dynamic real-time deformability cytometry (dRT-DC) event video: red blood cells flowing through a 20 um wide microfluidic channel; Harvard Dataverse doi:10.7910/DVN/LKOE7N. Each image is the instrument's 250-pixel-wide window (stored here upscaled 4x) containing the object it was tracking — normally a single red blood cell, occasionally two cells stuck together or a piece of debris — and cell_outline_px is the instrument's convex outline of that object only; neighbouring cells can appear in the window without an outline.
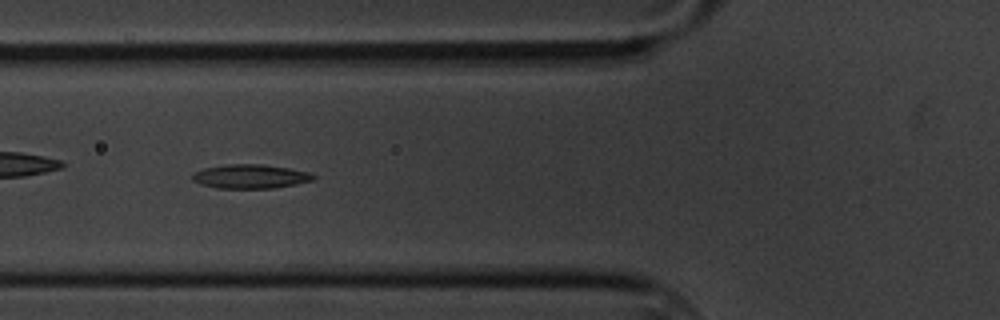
{"species": "common noctule bat (a hibernating species)", "species_latin": "Nyctalus noctula", "temperature_condition": "cold", "stored_images_in_passage": 59, "camera_frame_rate_fps": 3000, "um_per_image_px": 0.085, "animal": {"sex": "male", "body_mass_g": 20.1, "forearm_length_mm": 53.5}, "frame": {"image": 1, "passage_image": 21, "time_ms": 6.667, "image_size_px": [1000, 320], "cell_outline_px": [[316, 176], [312, 180], [296, 184], [276, 188], [216, 188], [200, 184], [192, 180], [192, 176], [196, 172], [204, 168], [224, 164], [260, 164], [288, 168], [308, 172]], "centroid_in_image_um": [21.26, 15.0], "position_along_channel_um": 104.5, "area_um2": 16.88}}
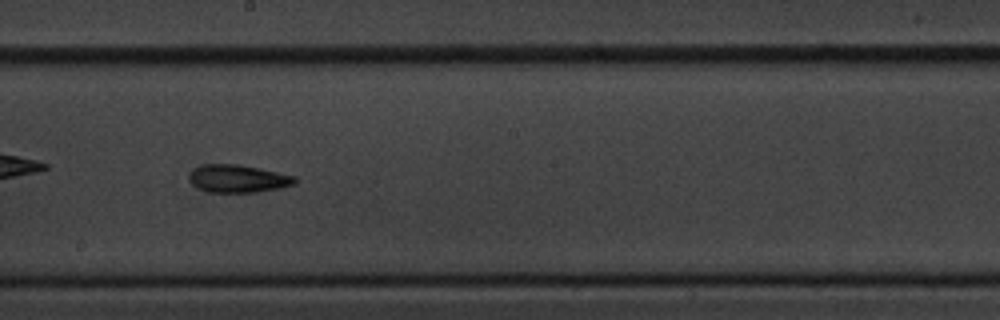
{"frame": {"image": 2, "passage_image": 32, "time_ms": 10.333, "image_size_px": [1000, 320], "cell_outline_px": [[296, 184], [280, 188], [256, 192], [208, 192], [192, 184], [188, 176], [196, 168], [204, 164], [236, 164], [296, 176]], "centroid_in_image_um": [20.25, 15.19], "position_along_channel_um": 228.0, "area_um2": 16.82}}
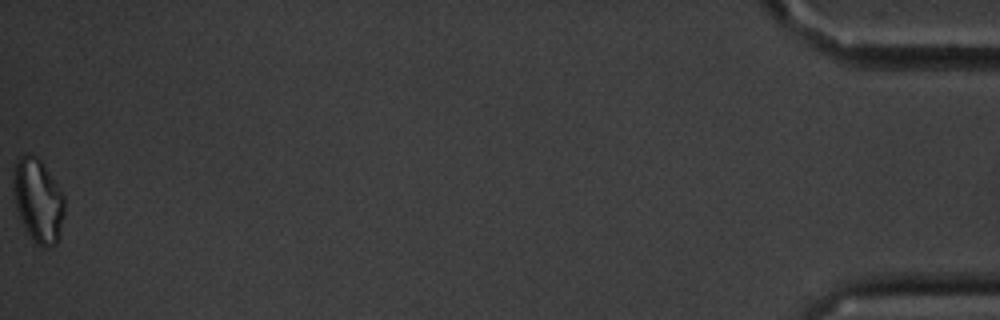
{"frame": {"image": 3, "passage_image": 59, "time_ms": 19.333, "image_size_px": [1000, 320], "cell_outline_px": [[64, 212], [60, 236], [56, 244], [52, 248], [44, 248], [36, 244], [32, 240], [24, 228], [16, 204], [12, 180], [16, 164], [20, 156], [28, 152], [36, 156], [44, 164], [64, 196]], "centroid_in_image_um": [3.25, 17.07], "position_along_channel_um": 431.9, "area_um2": 24.97}, "authors_computed_cell_mechanics": {"area_um2": 16.9354, "velocity_mm_per_s": 3.3574, "shape_relaxation_time_tau1_ms": 10.3587, "shape_relaxation_time_tau2_ms": 7.29, "deformation_change_tau1": 0.1979, "deformation_change_tau2": 0.1779}}